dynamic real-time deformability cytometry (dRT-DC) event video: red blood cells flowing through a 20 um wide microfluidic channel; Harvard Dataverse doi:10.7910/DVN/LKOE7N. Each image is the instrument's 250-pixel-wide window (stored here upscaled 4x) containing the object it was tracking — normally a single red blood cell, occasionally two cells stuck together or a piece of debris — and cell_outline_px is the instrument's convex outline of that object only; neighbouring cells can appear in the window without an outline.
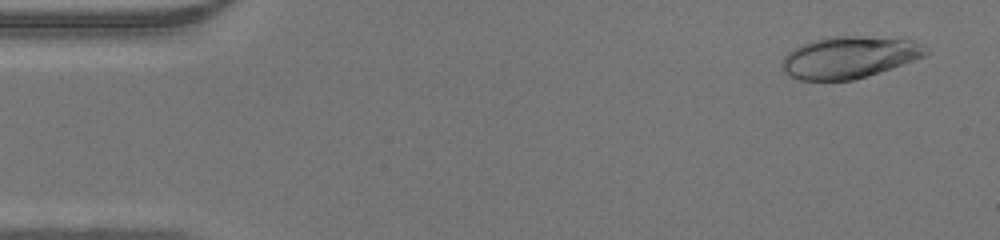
{"species": "human", "species_latin": "Homo sapiens", "temperature_condition": "warm", "stored_images_in_passage": 46, "camera_frame_rate_fps": 3000, "um_per_image_px": 0.085, "donor": {"sex": "male"}, "frame": {"image": 1, "passage_image": 3, "time_ms": 0.667, "image_size_px": [1000, 240], "cell_outline_px": [[928, 52], [924, 56], [892, 68], [868, 76], [852, 80], [796, 80], [788, 76], [780, 68], [780, 64], [784, 56], [788, 52], [812, 40], [828, 36], [864, 36], [912, 40], [920, 44]], "centroid_in_image_um": [72.12, 4.88], "position_along_channel_um": 12.9, "area_um2": 35.03}}
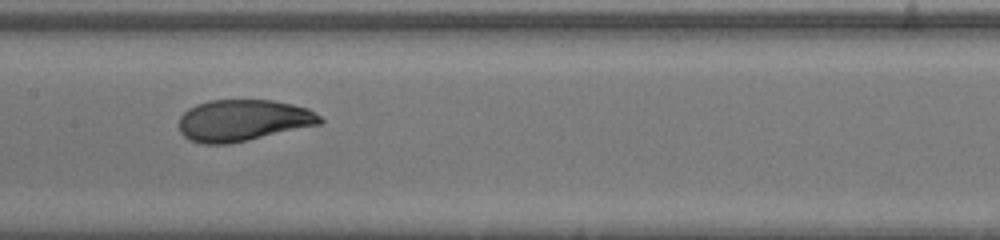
{"frame": {"image": 2, "passage_image": 23, "time_ms": 7.333, "image_size_px": [1000, 240], "cell_outline_px": [[324, 120], [320, 124], [248, 140], [228, 144], [200, 144], [188, 140], [180, 132], [180, 116], [188, 108], [196, 104], [208, 100], [272, 100], [292, 104], [308, 108], [320, 116]], "centroid_in_image_um": [20.63, 10.23], "position_along_channel_um": 186.8, "area_um2": 34.22}}
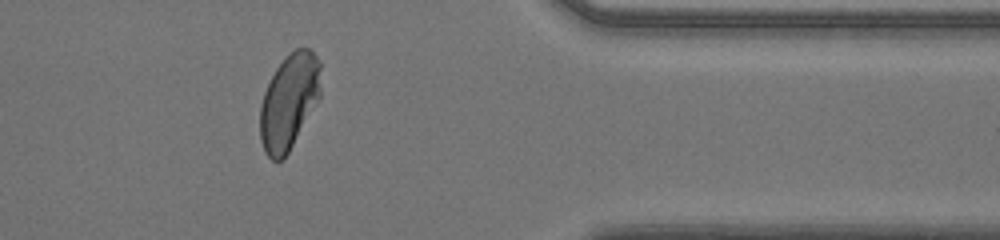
{"frame": {"image": 3, "passage_image": 38, "time_ms": 12.333, "image_size_px": [1000, 240], "cell_outline_px": [[320, 96], [288, 152], [280, 160], [272, 160], [264, 152], [260, 140], [260, 104], [264, 92], [276, 68], [288, 52], [296, 48], [308, 48], [320, 60]], "centroid_in_image_um": [24.55, 8.61], "position_along_channel_um": 386.8, "area_um2": 33.47}}